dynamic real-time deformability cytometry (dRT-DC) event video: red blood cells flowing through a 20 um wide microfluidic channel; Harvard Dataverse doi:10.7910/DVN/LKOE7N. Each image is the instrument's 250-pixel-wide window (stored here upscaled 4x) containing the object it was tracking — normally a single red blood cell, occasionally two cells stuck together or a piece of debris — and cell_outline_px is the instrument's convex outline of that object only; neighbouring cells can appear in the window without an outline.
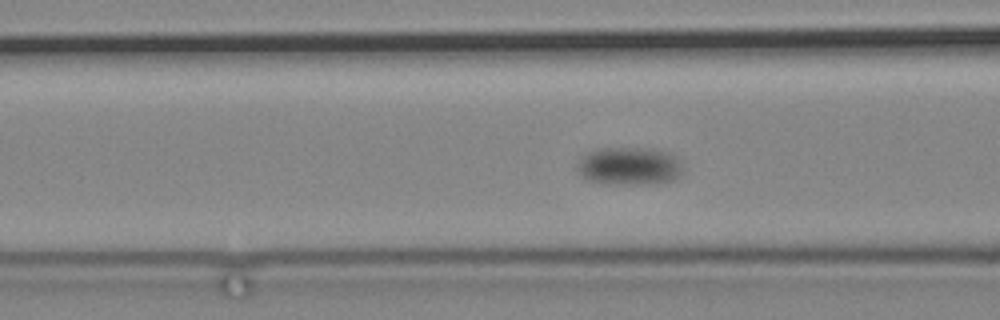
{"species": "common noctule bat (a hibernating species)", "species_latin": "Nyctalus noctula", "temperature_condition": "cold", "stored_images_in_passage": 47, "camera_frame_rate_fps": 3000, "um_per_image_px": 0.085, "animal": {"sex": "male", "body_mass_g": 19.2, "forearm_length_mm": 51.8}, "frame": {"image": 1, "passage_image": 12, "time_ms": 3.667, "image_size_px": [1000, 320], "cell_outline_px": [[680, 172], [672, 180], [636, 184], [608, 184], [588, 180], [580, 176], [576, 168], [584, 152], [596, 148], [652, 148], [668, 152], [676, 156], [680, 168]], "centroid_in_image_um": [53.38, 14.09], "position_along_channel_um": 113.2, "area_um2": 23.24}}
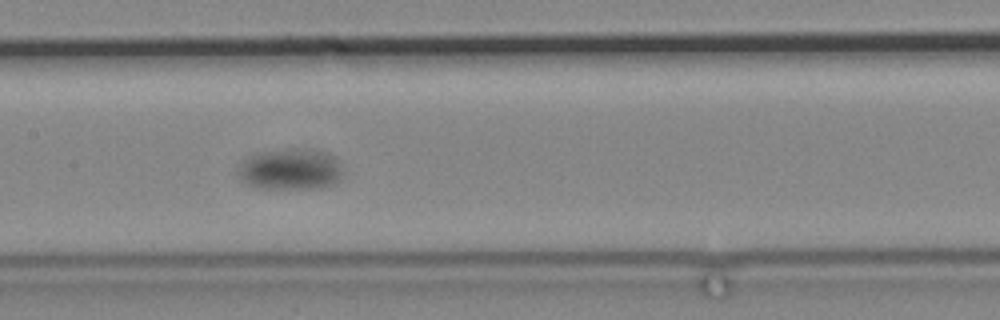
{"frame": {"image": 2, "passage_image": 21, "time_ms": 6.667, "image_size_px": [1000, 320], "cell_outline_px": [[340, 180], [336, 184], [320, 188], [260, 188], [248, 184], [240, 176], [240, 164], [248, 156], [256, 152], [320, 152], [332, 156], [340, 160]], "centroid_in_image_um": [24.7, 14.45], "position_along_channel_um": 182.7, "area_um2": 23.87}}
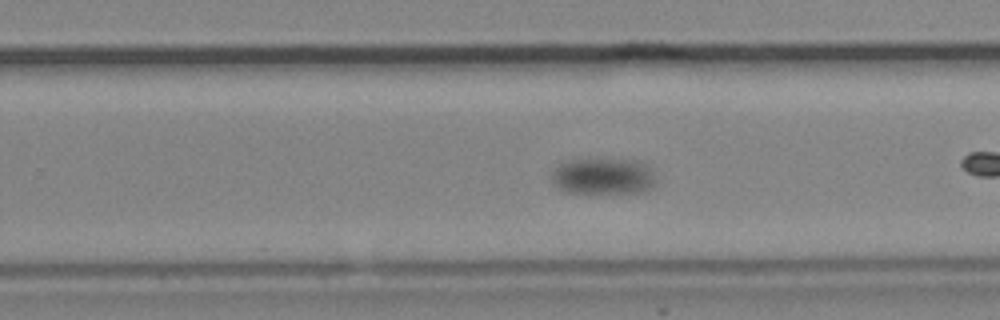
{"frame": {"image": 3, "passage_image": 33, "time_ms": 10.667, "image_size_px": [1000, 320], "cell_outline_px": [[656, 184], [648, 192], [568, 192], [560, 188], [552, 180], [552, 172], [564, 160], [640, 160], [648, 164], [656, 180]], "centroid_in_image_um": [51.35, 14.98], "position_along_channel_um": 278.5, "area_um2": 21.91}}